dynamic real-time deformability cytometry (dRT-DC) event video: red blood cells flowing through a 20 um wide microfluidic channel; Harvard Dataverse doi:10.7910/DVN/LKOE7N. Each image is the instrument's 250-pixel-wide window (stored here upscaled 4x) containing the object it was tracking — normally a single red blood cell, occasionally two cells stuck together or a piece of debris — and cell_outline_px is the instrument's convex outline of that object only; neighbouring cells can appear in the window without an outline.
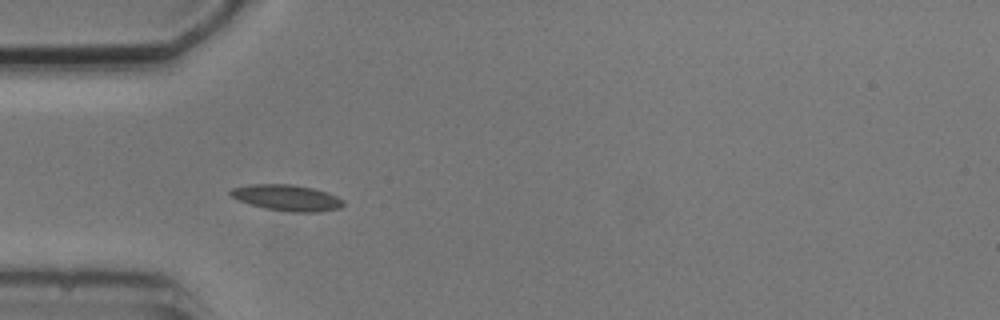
{"species": "common noctule bat (a hibernating species)", "species_latin": "Nyctalus noctula", "temperature_condition": "cold", "stored_images_in_passage": 6, "camera_frame_rate_fps": 3000, "um_per_image_px": 0.085, "animal": {"sex": "male", "body_mass_g": 20.5, "forearm_length_mm": 52.5}, "frame": {"image": 1, "passage_image": 5, "time_ms": 4.667, "image_size_px": [1000, 320], "cell_outline_px": [[344, 204], [340, 208], [320, 212], [292, 212], [264, 208], [240, 200], [232, 196], [228, 192], [232, 188], [252, 184], [292, 184], [312, 188], [328, 192], [344, 200]], "centroid_in_image_um": [24.43, 16.81], "position_along_channel_um": 60.6, "area_um2": 17.05}}
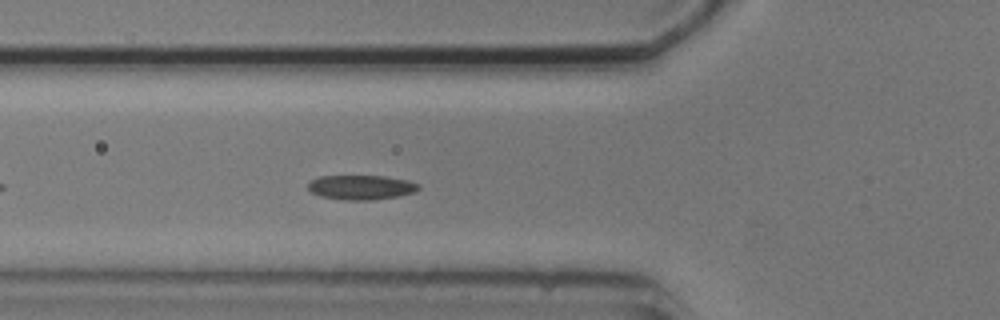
{"frame": {"image": 2, "passage_image": 6, "time_ms": 5.667, "image_size_px": [1000, 320], "cell_outline_px": [[420, 188], [416, 192], [400, 196], [372, 200], [344, 200], [320, 196], [312, 192], [308, 188], [308, 180], [320, 176], [384, 176], [408, 180], [420, 184]], "centroid_in_image_um": [30.71, 15.92], "position_along_channel_um": 95.1, "area_um2": 16.01}}